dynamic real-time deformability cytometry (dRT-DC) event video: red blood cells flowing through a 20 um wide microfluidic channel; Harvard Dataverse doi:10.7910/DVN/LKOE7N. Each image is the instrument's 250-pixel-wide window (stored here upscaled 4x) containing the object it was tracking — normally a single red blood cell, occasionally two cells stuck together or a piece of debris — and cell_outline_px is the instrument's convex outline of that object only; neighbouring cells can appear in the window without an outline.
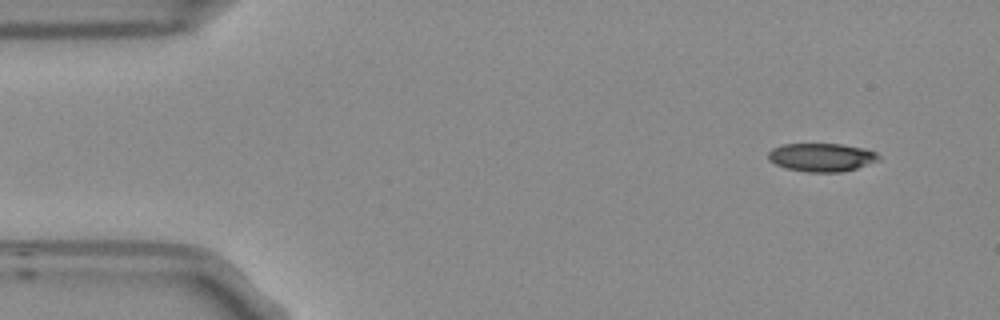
{"species": "Egyptian fruit bat (a non-hibernating species)", "species_latin": "Rousettus aegyptiacus", "temperature_condition": "room temperature", "stored_images_in_passage": 3, "camera_frame_rate_fps": 3000, "um_per_image_px": 0.085, "frame": {"image": 1, "passage_image": 1, "time_ms": 0.0, "image_size_px": [1000, 320], "cell_outline_px": [[880, 160], [856, 168], [840, 172], [808, 172], [784, 168], [768, 160], [768, 152], [772, 148], [780, 144], [840, 144], [864, 148], [876, 152], [880, 156]], "centroid_in_image_um": [69.81, 13.37], "position_along_channel_um": 15.2, "area_um2": 18.32}}